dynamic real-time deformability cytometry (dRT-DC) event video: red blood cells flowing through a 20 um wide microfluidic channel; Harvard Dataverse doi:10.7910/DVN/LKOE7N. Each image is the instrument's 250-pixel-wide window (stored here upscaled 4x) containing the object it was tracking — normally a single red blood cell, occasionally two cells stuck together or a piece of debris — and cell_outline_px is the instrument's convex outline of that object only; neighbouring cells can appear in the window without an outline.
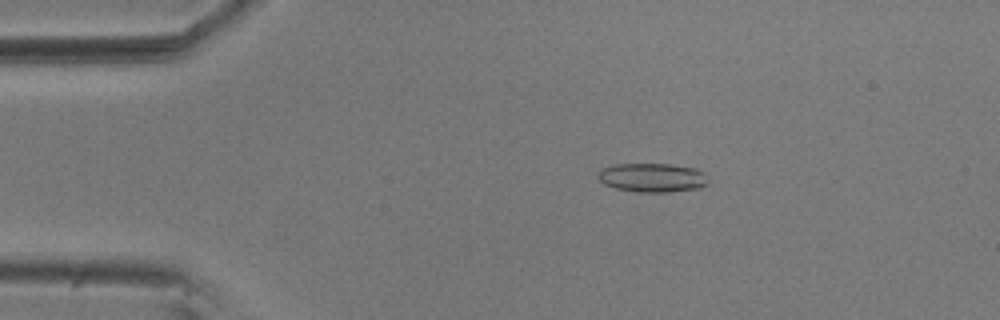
{"species": "common noctule bat (a hibernating species)", "species_latin": "Nyctalus noctula", "temperature_condition": "room temperature", "stored_images_in_passage": 54, "camera_frame_rate_fps": 3000, "um_per_image_px": 0.085, "animal": {"sex": "male", "body_mass_g": 20.5, "forearm_length_mm": 52.5}, "frame": {"image": 1, "passage_image": 8, "time_ms": 2.333, "image_size_px": [1000, 320], "cell_outline_px": [[708, 184], [700, 188], [668, 192], [636, 192], [616, 188], [604, 184], [596, 176], [600, 168], [616, 164], [668, 164], [696, 168], [704, 172], [708, 180]], "centroid_in_image_um": [55.44, 15.1], "position_along_channel_um": 29.6, "area_um2": 18.79}}
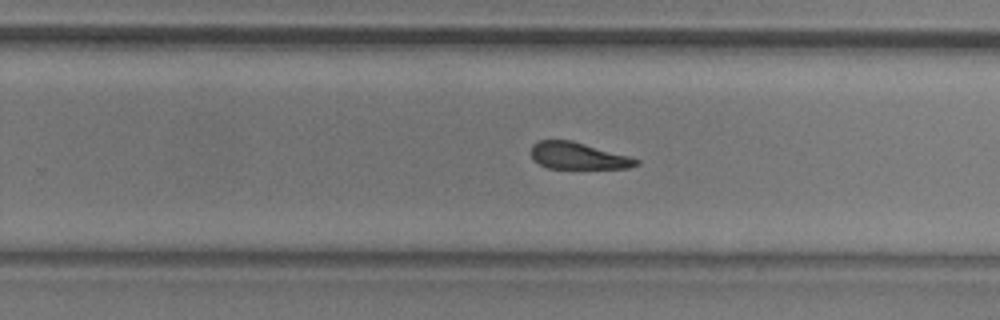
{"frame": {"image": 2, "passage_image": 33, "time_ms": 10.667, "image_size_px": [1000, 320], "cell_outline_px": [[640, 164], [628, 168], [548, 168], [532, 160], [532, 144], [540, 140], [572, 140], [628, 156], [640, 160]], "centroid_in_image_um": [49.13, 13.25], "position_along_channel_um": 280.7, "area_um2": 16.3}}
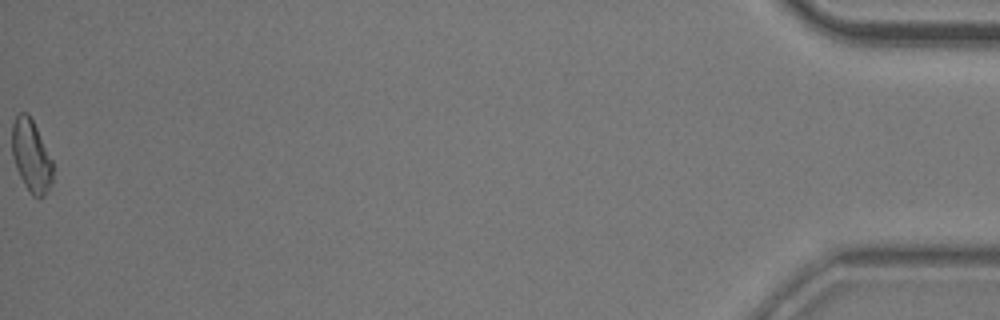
{"frame": {"image": 3, "passage_image": 54, "time_ms": 17.667, "image_size_px": [1000, 320], "cell_outline_px": [[52, 184], [48, 192], [40, 200], [32, 196], [28, 192], [16, 168], [12, 156], [12, 124], [16, 116], [20, 112], [28, 112], [52, 160]], "centroid_in_image_um": [2.65, 13.31], "position_along_channel_um": 432.6, "area_um2": 17.28}, "authors_computed_cell_mechanics": {"area_um2": 17.8313, "velocity_mm_per_s": 3.6152, "shape_relaxation_time_tau1_ms": 5.1724, "shape_relaxation_time_tau2_ms": 3.4823, "deformation_change_tau1": 0.1209, "deformation_change_tau2": 0.1125}}